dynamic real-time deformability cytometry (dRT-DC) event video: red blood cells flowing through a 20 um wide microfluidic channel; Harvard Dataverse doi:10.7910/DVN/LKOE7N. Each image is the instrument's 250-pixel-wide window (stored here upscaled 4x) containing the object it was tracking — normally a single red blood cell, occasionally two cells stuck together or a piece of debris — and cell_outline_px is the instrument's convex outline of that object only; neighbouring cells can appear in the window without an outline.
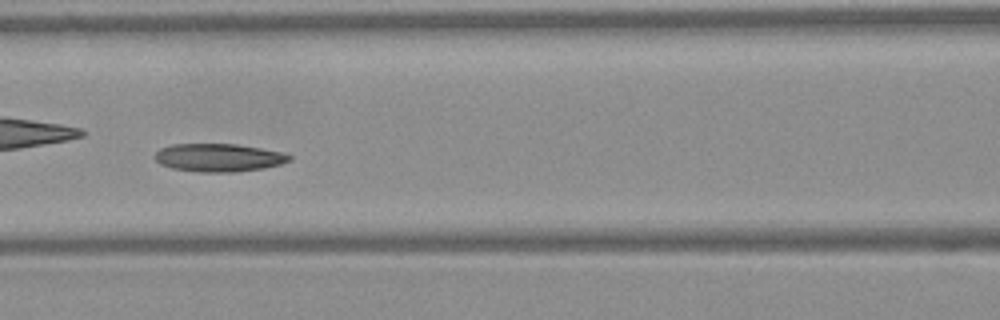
{"species": "Egyptian fruit bat (a non-hibernating species)", "species_latin": "Rousettus aegyptiacus", "temperature_condition": "warm", "stored_images_in_passage": 49, "camera_frame_rate_fps": 3000, "um_per_image_px": 0.085, "frame": {"image": 1, "passage_image": 22, "time_ms": 7.0, "image_size_px": [1000, 320], "cell_outline_px": [[292, 160], [280, 164], [264, 168], [236, 172], [200, 172], [172, 168], [160, 164], [152, 156], [160, 148], [172, 144], [236, 144], [284, 152], [292, 156]], "centroid_in_image_um": [18.59, 13.4], "position_along_channel_um": 148.0, "area_um2": 22.14}}
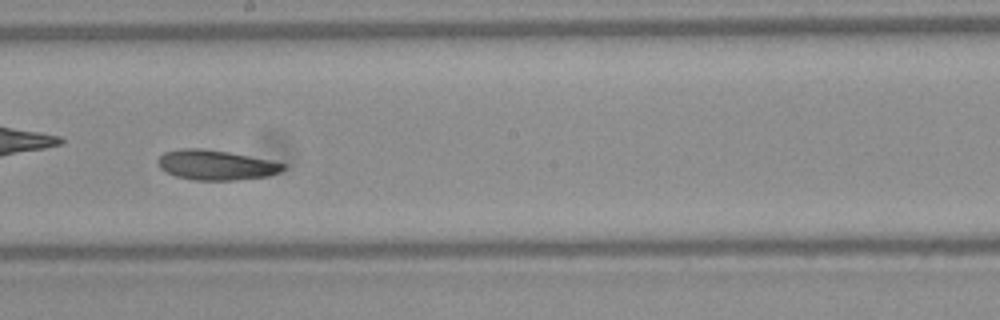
{"frame": {"image": 2, "passage_image": 28, "time_ms": 9.0, "image_size_px": [1000, 320], "cell_outline_px": [[284, 168], [280, 172], [268, 176], [236, 180], [192, 180], [176, 176], [160, 168], [156, 160], [164, 152], [184, 148], [200, 148], [228, 152], [272, 160], [284, 164]], "centroid_in_image_um": [18.35, 14.02], "position_along_channel_um": 229.9, "area_um2": 21.79}, "authors_computed_cell_mechanics": {"area_um2": 22.3686, "velocity_mm_per_s": 4.1033, "shape_relaxation_time_tau1_ms": 4.0965, "shape_relaxation_time_tau2_ms": null, "deformation_change_tau1": 0.1363, "deformation_change_tau2": null}}